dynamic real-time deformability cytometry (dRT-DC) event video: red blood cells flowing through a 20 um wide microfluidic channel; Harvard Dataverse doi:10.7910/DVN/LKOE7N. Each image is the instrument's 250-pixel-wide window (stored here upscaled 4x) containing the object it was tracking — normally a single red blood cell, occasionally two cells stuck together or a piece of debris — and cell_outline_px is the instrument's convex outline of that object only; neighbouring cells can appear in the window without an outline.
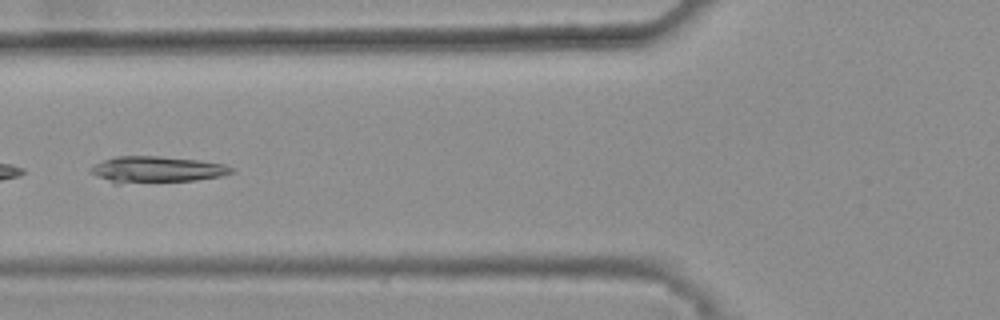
{"species": "common noctule bat (a hibernating species)", "species_latin": "Nyctalus noctula", "temperature_condition": "warm", "stored_images_in_passage": 43, "camera_frame_rate_fps": 3000, "um_per_image_px": 0.085, "animal": {"sex": "female", "body_mass_g": 25.1}, "frame": {"image": 1, "passage_image": 19, "time_ms": 6.0, "image_size_px": [1000, 320], "cell_outline_px": [[236, 172], [220, 176], [196, 180], [116, 184], [92, 172], [92, 168], [96, 164], [104, 160], [116, 156], [160, 156], [196, 160], [224, 164], [232, 168]], "centroid_in_image_um": [13.37, 14.41], "position_along_channel_um": 112.4, "area_um2": 21.21}}
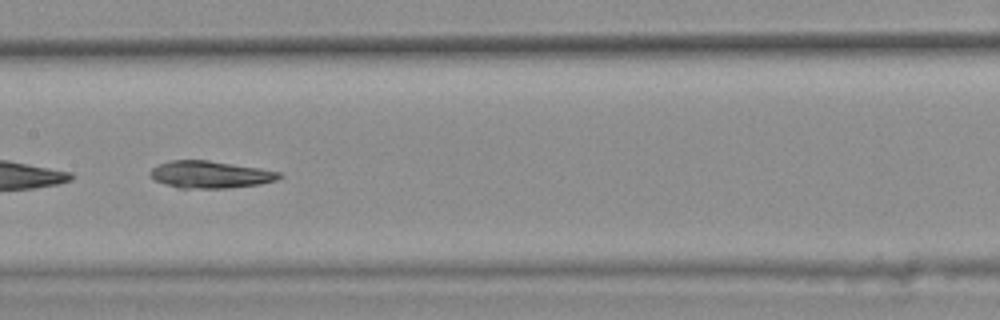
{"frame": {"image": 2, "passage_image": 25, "time_ms": 8.0, "image_size_px": [1000, 320], "cell_outline_px": [[284, 176], [276, 180], [260, 184], [228, 188], [180, 188], [164, 184], [148, 176], [148, 172], [152, 168], [160, 164], [172, 160], [208, 160], [260, 168], [280, 172]], "centroid_in_image_um": [17.87, 14.84], "position_along_channel_um": 189.5, "area_um2": 20.46}, "authors_computed_cell_mechanics": {"area_um2": 20.9814, "velocity_mm_per_s": 3.858, "shape_relaxation_time_tau1_ms": 6.5768, "shape_relaxation_time_tau2_ms": null, "deformation_change_tau1": 0.1677, "deformation_change_tau2": null}}